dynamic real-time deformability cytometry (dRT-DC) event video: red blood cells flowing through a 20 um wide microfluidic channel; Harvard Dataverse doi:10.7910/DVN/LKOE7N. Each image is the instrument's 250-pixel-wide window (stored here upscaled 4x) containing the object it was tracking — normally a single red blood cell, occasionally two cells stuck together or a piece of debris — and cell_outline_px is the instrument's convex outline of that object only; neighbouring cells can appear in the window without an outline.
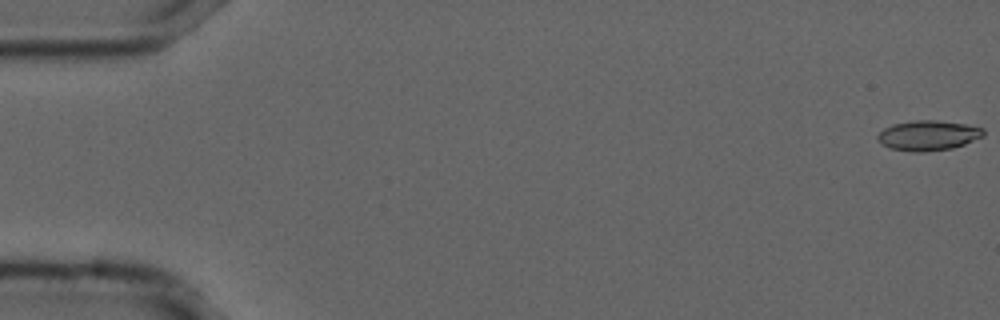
{"species": "common noctule bat (a hibernating species)", "species_latin": "Nyctalus noctula", "temperature_condition": "cold", "stored_images_in_passage": 14, "camera_frame_rate_fps": 3000, "um_per_image_px": 0.085, "animal": {"sex": "male", "forearm_length_mm": 52.5}, "frame": {"image": 1, "passage_image": 1, "time_ms": 0.0, "image_size_px": [1000, 320], "cell_outline_px": [[984, 136], [964, 144], [952, 148], [924, 152], [916, 152], [892, 148], [880, 144], [876, 136], [884, 128], [892, 124], [916, 120], [936, 120], [964, 124], [984, 128]], "centroid_in_image_um": [78.89, 11.51], "position_along_channel_um": 6.1, "area_um2": 18.44}}
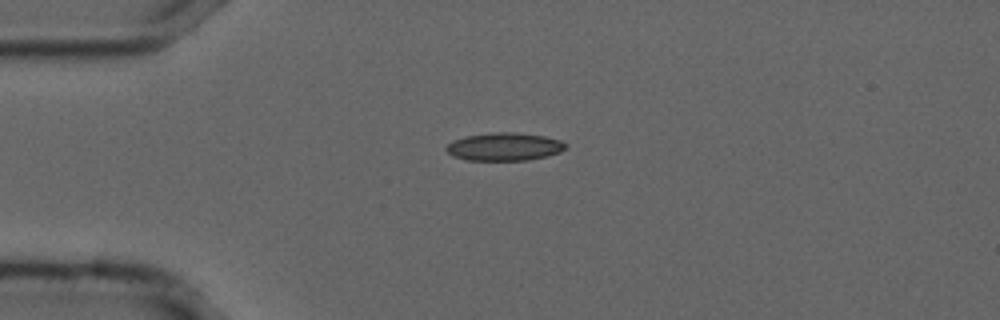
{"frame": {"image": 2, "passage_image": 14, "time_ms": 4.333, "image_size_px": [1000, 320], "cell_outline_px": [[568, 144], [560, 152], [548, 156], [528, 160], [468, 160], [452, 156], [444, 148], [452, 140], [464, 136], [492, 132], [516, 132], [544, 136], [560, 140]], "centroid_in_image_um": [42.85, 12.46], "position_along_channel_um": 42.1, "area_um2": 19.59}}